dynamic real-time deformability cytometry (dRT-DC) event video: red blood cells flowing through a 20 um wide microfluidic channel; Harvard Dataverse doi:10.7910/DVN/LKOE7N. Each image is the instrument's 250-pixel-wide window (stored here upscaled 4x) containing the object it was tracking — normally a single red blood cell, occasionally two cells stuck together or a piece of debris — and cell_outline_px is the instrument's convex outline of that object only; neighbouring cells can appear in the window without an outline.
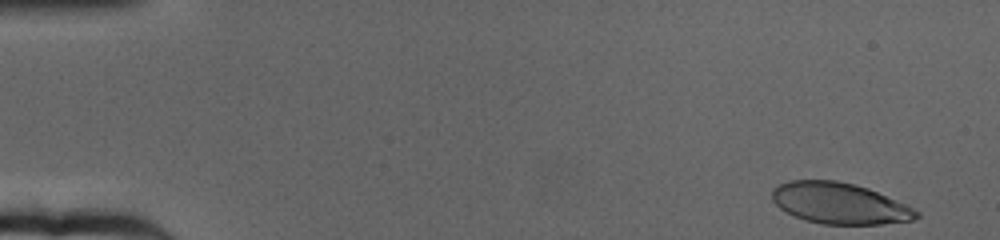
{"species": "human", "species_latin": "Homo sapiens", "temperature_condition": "cold", "stored_images_in_passage": 62, "camera_frame_rate_fps": 3000, "um_per_image_px": 0.085, "donor": {"sex": "female"}, "frame": {"image": 1, "passage_image": 1, "time_ms": 0.0, "image_size_px": [1000, 240], "cell_outline_px": [[920, 216], [916, 220], [880, 224], [824, 224], [804, 220], [780, 208], [772, 200], [772, 188], [788, 180], [836, 180], [856, 184], [868, 188], [904, 204], [920, 212]], "centroid_in_image_um": [71.36, 17.28], "position_along_channel_um": 13.6, "area_um2": 34.51}}
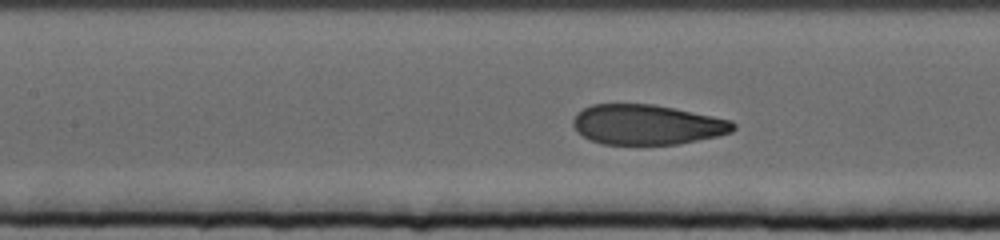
{"frame": {"image": 2, "passage_image": 27, "time_ms": 8.667, "image_size_px": [1000, 240], "cell_outline_px": [[736, 128], [732, 132], [716, 136], [680, 144], [600, 144], [576, 132], [572, 124], [572, 120], [576, 112], [592, 104], [652, 104], [732, 120], [736, 124]], "centroid_in_image_um": [54.97, 10.59], "position_along_channel_um": 152.4, "area_um2": 37.34}}
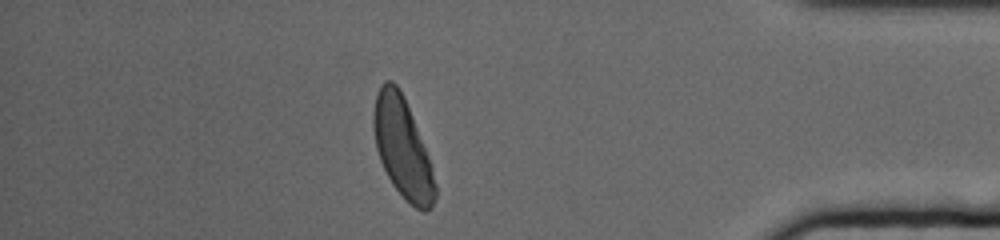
{"frame": {"image": 3, "passage_image": 54, "time_ms": 17.667, "image_size_px": [1000, 240], "cell_outline_px": [[436, 196], [432, 208], [424, 212], [416, 208], [404, 200], [392, 184], [380, 160], [376, 148], [372, 124], [372, 112], [376, 92], [380, 84], [384, 80], [392, 80], [396, 84], [408, 108], [428, 156], [436, 184]], "centroid_in_image_um": [34.18, 12.59], "position_along_channel_um": 401.0, "area_um2": 35.66}, "authors_computed_cell_mechanics": {"area_um2": 37.859, "velocity_mm_per_s": 3.1375, "shape_relaxation_time_tau1_ms": 4.1914, "shape_relaxation_time_tau2_ms": null, "deformation_change_tau1": 0.1824, "deformation_change_tau2": null}}